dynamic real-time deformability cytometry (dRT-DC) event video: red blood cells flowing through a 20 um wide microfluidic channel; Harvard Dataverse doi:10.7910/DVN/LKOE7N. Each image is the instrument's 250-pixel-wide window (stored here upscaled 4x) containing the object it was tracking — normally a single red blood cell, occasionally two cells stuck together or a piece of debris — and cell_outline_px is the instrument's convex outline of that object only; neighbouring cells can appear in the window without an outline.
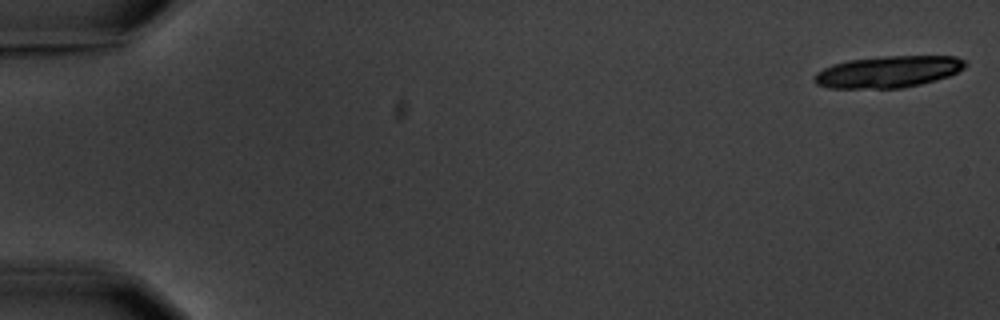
{"species": "common noctule bat (a hibernating species)", "species_latin": "Nyctalus noctula", "temperature_condition": "warm", "stored_images_in_passage": 7, "camera_frame_rate_fps": 3000, "um_per_image_px": 0.085, "animal": {"sex": "male", "body_mass_g": 20.1, "forearm_length_mm": 53.5}, "frame": {"image": 1, "passage_image": 1, "time_ms": 0.0, "image_size_px": [1000, 320], "cell_outline_px": [[968, 64], [964, 68], [948, 76], [936, 80], [920, 84], [900, 88], [828, 88], [816, 84], [812, 80], [812, 76], [816, 72], [832, 64], [848, 60], [884, 56], [956, 56], [964, 60]], "centroid_in_image_um": [75.46, 6.1], "position_along_channel_um": 9.5, "area_um2": 27.98}}